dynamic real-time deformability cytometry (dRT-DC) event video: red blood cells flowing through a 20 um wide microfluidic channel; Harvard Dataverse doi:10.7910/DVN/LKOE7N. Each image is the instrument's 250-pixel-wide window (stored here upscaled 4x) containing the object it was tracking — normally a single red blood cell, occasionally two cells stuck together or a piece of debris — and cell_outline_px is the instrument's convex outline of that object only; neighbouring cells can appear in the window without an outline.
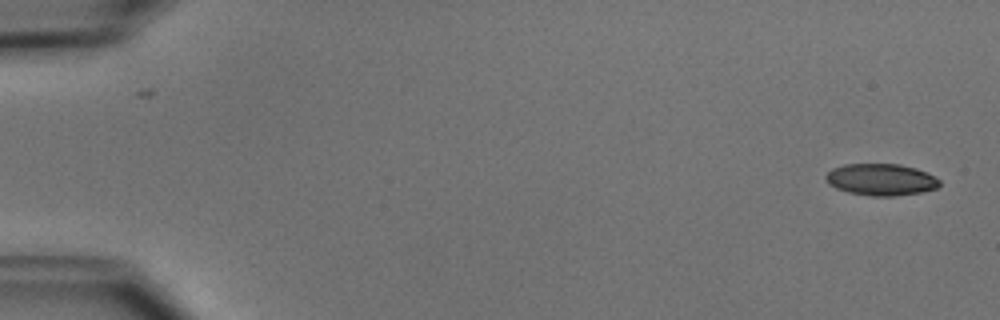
{"species": "common noctule bat (a hibernating species)", "species_latin": "Nyctalus noctula", "temperature_condition": "cold", "stored_images_in_passage": 51, "camera_frame_rate_fps": 3000, "um_per_image_px": 0.085, "animal": {"sex": "male", "body_mass_g": 15.6}, "frame": {"image": 1, "passage_image": 1, "time_ms": 0.0, "image_size_px": [1000, 320], "cell_outline_px": [[940, 184], [936, 188], [920, 192], [896, 196], [872, 196], [848, 192], [836, 188], [828, 184], [824, 176], [832, 168], [844, 164], [900, 164], [916, 168], [940, 180]], "centroid_in_image_um": [74.84, 15.26], "position_along_channel_um": 10.2, "area_um2": 20.98}}
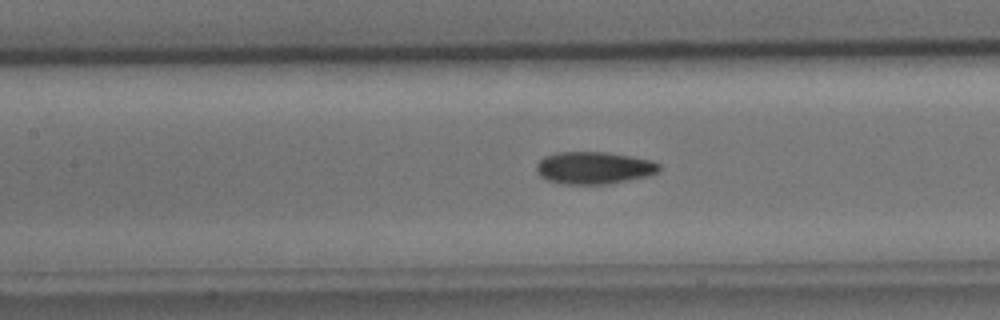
{"frame": {"image": 2, "passage_image": 23, "time_ms": 7.333, "image_size_px": [1000, 320], "cell_outline_px": [[660, 168], [656, 172], [648, 176], [608, 184], [560, 184], [548, 180], [540, 176], [536, 172], [536, 164], [544, 156], [556, 152], [608, 152], [632, 156], [652, 160], [660, 164]], "centroid_in_image_um": [50.47, 14.26], "position_along_channel_um": 156.9, "area_um2": 23.29}}
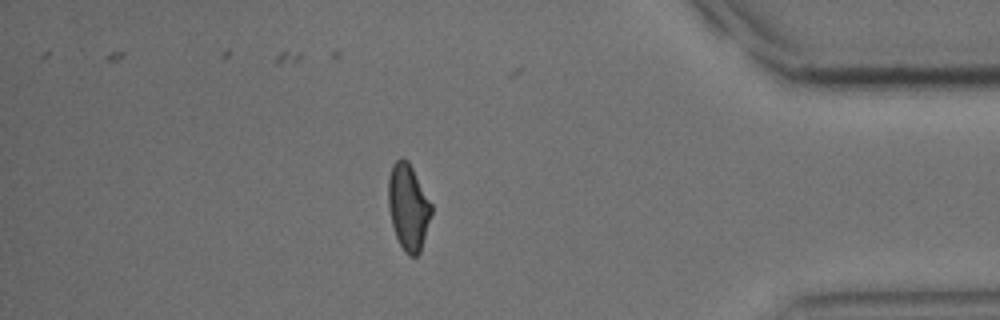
{"frame": {"image": 3, "passage_image": 44, "time_ms": 14.333, "image_size_px": [1000, 320], "cell_outline_px": [[432, 212], [420, 252], [416, 256], [408, 256], [404, 252], [396, 236], [392, 224], [388, 204], [388, 180], [392, 164], [400, 156], [408, 160], [432, 204]], "centroid_in_image_um": [34.69, 17.58], "position_along_channel_um": 400.5, "area_um2": 21.62}, "authors_computed_cell_mechanics": {"area_um2": 22.1374, "velocity_mm_per_s": 3.929, "shape_relaxation_time_tau1_ms": 6.8285, "shape_relaxation_time_tau2_ms": 3.3228, "deformation_change_tau1": 0.17, "deformation_change_tau2": 0.0976}}